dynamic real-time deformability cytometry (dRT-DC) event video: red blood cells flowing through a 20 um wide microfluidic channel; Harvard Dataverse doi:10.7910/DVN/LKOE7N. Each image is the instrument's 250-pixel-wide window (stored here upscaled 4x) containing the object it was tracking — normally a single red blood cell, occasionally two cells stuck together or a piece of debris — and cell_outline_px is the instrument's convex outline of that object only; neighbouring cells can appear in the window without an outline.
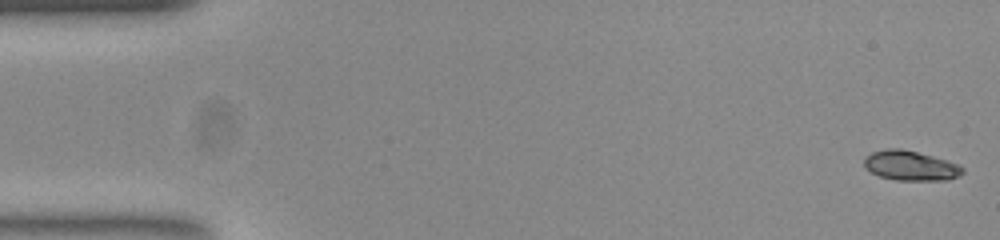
{"species": "common noctule bat (a hibernating species)", "species_latin": "Nyctalus noctula", "temperature_condition": "room temperature", "stored_images_in_passage": 54, "camera_frame_rate_fps": 3000, "um_per_image_px": 0.085, "animal": {"sex": "female", "body_mass_g": 23.0, "forearm_length_mm": 53.4}, "frame": {"image": 1, "passage_image": 1, "time_ms": 0.0, "image_size_px": [1000, 240], "cell_outline_px": [[964, 172], [956, 176], [944, 180], [900, 180], [880, 176], [872, 172], [864, 164], [864, 160], [872, 152], [892, 148], [900, 148], [916, 152], [944, 160], [956, 164], [964, 168]], "centroid_in_image_um": [77.39, 14.08], "position_along_channel_um": 7.6, "area_um2": 16.42}}
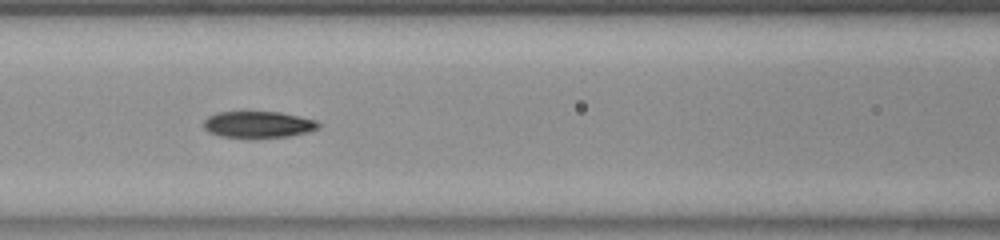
{"frame": {"image": 2, "passage_image": 23, "time_ms": 7.333, "image_size_px": [1000, 240], "cell_outline_px": [[320, 128], [308, 132], [288, 136], [220, 136], [208, 132], [204, 128], [204, 120], [208, 116], [216, 112], [280, 112], [316, 120], [320, 124]], "centroid_in_image_um": [21.95, 10.56], "position_along_channel_um": 144.6, "area_um2": 17.34}}
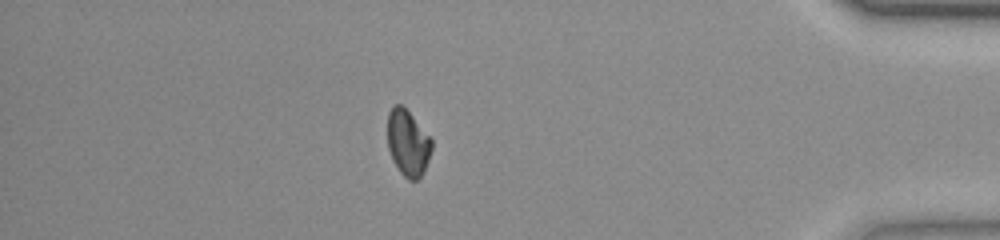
{"frame": {"image": 3, "passage_image": 47, "time_ms": 15.333, "image_size_px": [1000, 240], "cell_outline_px": [[432, 148], [424, 172], [416, 180], [408, 180], [400, 172], [392, 160], [388, 148], [388, 112], [392, 104], [400, 104], [412, 116], [432, 140]], "centroid_in_image_um": [34.65, 12.16], "position_along_channel_um": 400.5, "area_um2": 16.88}, "authors_computed_cell_mechanics": {"area_um2": 17.3978, "velocity_mm_per_s": 3.7439, "shape_relaxation_time_tau1_ms": 4.8139, "shape_relaxation_time_tau2_ms": 2.8508, "deformation_change_tau1": 0.1593, "deformation_change_tau2": 0.067}}